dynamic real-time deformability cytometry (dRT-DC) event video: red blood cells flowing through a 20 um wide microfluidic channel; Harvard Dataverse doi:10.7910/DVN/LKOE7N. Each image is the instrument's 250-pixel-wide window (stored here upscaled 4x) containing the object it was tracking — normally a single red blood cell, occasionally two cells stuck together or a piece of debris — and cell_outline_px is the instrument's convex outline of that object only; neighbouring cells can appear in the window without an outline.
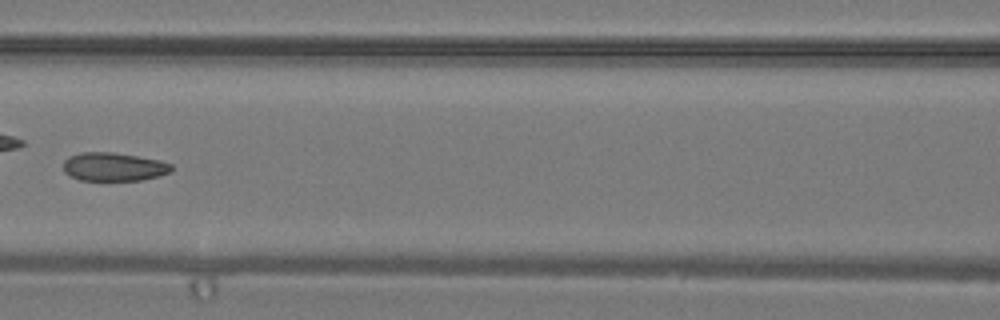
{"species": "common noctule bat (a hibernating species)", "species_latin": "Nyctalus noctula", "temperature_condition": "warm", "stored_images_in_passage": 30, "camera_frame_rate_fps": 3000, "um_per_image_px": 0.085, "animal": {"sex": "male", "body_mass_g": 19.2, "forearm_length_mm": 51.8}, "frame": {"image": 1, "passage_image": 9, "time_ms": 2.667, "image_size_px": [1000, 320], "cell_outline_px": [[172, 172], [140, 180], [80, 180], [64, 172], [64, 160], [68, 156], [80, 152], [112, 152], [160, 160], [172, 164]], "centroid_in_image_um": [9.66, 14.17], "position_along_channel_um": 156.9, "area_um2": 17.86}}
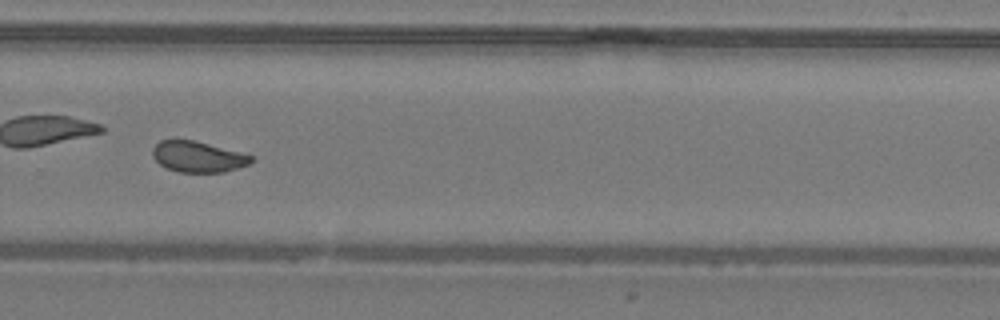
{"frame": {"image": 2, "passage_image": 18, "time_ms": 5.667, "image_size_px": [1000, 320], "cell_outline_px": [[252, 160], [248, 164], [224, 172], [180, 172], [168, 168], [160, 164], [152, 156], [152, 148], [160, 140], [196, 140], [240, 152], [252, 156]], "centroid_in_image_um": [16.8, 13.31], "position_along_channel_um": 313.0, "area_um2": 17.57}}